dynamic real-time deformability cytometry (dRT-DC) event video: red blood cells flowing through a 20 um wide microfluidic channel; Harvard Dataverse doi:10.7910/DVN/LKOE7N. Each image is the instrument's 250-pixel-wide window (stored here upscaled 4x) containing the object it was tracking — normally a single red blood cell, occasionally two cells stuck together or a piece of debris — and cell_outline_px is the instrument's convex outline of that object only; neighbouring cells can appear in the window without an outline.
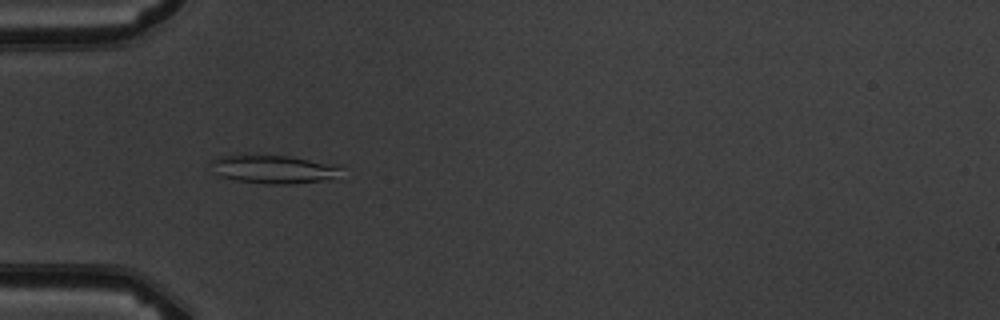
{"species": "common noctule bat (a hibernating species)", "species_latin": "Nyctalus noctula", "temperature_condition": "warm", "stored_images_in_passage": 6, "camera_frame_rate_fps": 3000, "um_per_image_px": 0.085, "animal": {"sex": "male", "body_mass_g": 19.5, "forearm_length_mm": 54.6}, "frame": {"image": 1, "passage_image": 5, "time_ms": 4.667, "image_size_px": [1000, 320], "cell_outline_px": [[344, 180], [292, 184], [264, 184], [236, 180], [220, 176], [208, 164], [212, 160], [220, 156], [288, 156], [308, 160], [340, 168]], "centroid_in_image_um": [23.33, 14.44], "position_along_channel_um": 61.7, "area_um2": 21.5}}